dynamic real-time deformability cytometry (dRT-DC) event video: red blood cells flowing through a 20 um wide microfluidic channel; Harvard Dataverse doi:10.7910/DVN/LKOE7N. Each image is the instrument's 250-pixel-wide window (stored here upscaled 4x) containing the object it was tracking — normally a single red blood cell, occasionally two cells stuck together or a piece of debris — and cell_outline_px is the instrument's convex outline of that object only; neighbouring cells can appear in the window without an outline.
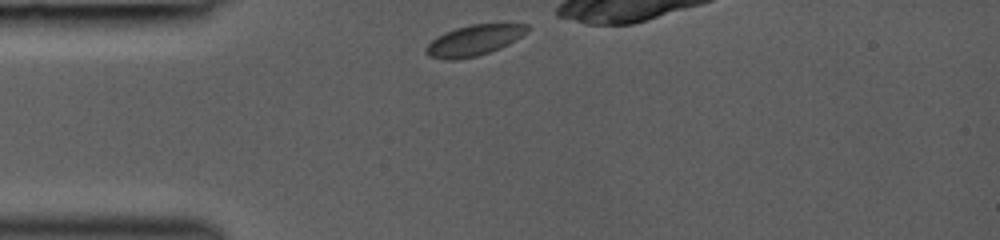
{"species": "common noctule bat (a hibernating species)", "species_latin": "Nyctalus noctula", "temperature_condition": "room temperature", "stored_images_in_passage": 16, "camera_frame_rate_fps": 3000, "um_per_image_px": 0.085, "animal": {"sex": "female", "body_mass_g": 19.0, "forearm_length_mm": 53.3}, "frame": {"image": 1, "passage_image": 1, "time_ms": 0.0, "image_size_px": [1000, 240], "cell_outline_px": [[528, 32], [508, 44], [500, 48], [476, 56], [456, 60], [444, 60], [428, 56], [424, 52], [424, 48], [436, 36], [444, 32], [456, 28], [472, 24], [528, 24]], "centroid_in_image_um": [40.24, 3.44], "position_along_channel_um": 44.8, "area_um2": 18.09}}
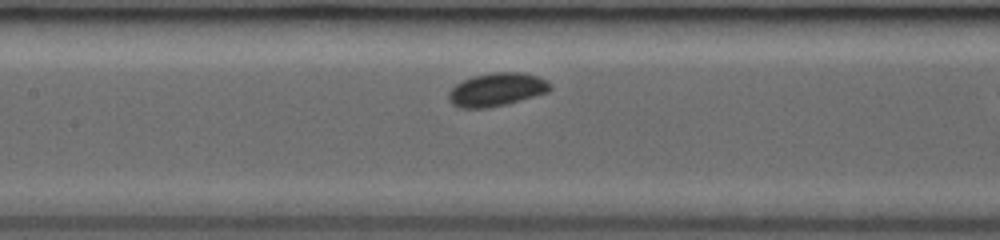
{"frame": {"image": 2, "passage_image": 10, "time_ms": 3.333, "image_size_px": [1000, 240], "cell_outline_px": [[552, 88], [548, 92], [504, 104], [484, 108], [460, 108], [452, 104], [448, 100], [448, 92], [456, 84], [472, 76], [492, 72], [520, 72], [540, 76], [552, 84]], "centroid_in_image_um": [42.22, 7.6], "position_along_channel_um": 165.2, "area_um2": 19.65}}
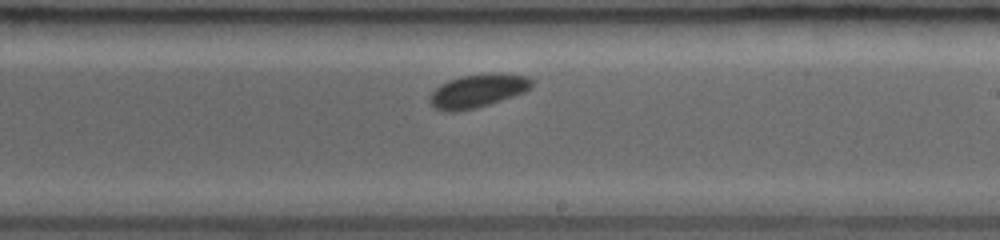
{"frame": {"image": 3, "passage_image": 15, "time_ms": 5.333, "image_size_px": [1000, 240], "cell_outline_px": [[532, 88], [524, 92], [476, 108], [452, 112], [448, 112], [436, 108], [432, 104], [432, 92], [440, 84], [448, 80], [464, 76], [528, 76], [532, 80]], "centroid_in_image_um": [40.58, 7.77], "position_along_channel_um": 248.4, "area_um2": 18.55}}